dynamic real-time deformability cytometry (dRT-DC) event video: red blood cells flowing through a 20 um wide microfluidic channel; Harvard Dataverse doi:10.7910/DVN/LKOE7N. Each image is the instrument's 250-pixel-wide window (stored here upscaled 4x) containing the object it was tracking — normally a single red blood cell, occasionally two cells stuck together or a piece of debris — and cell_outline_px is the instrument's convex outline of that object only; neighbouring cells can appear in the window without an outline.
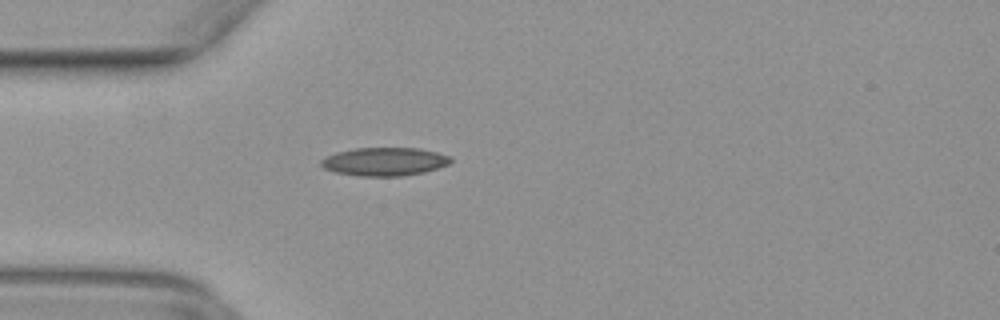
{"species": "common noctule bat (a hibernating species)", "species_latin": "Nyctalus noctula", "temperature_condition": "warm", "stored_images_in_passage": 3, "camera_frame_rate_fps": 3000, "um_per_image_px": 0.085, "animal": {"sex": "female", "body_mass_g": 29.2, "forearm_length_mm": 56.3}, "frame": {"image": 1, "passage_image": 1, "time_ms": 0.0, "image_size_px": [1000, 320], "cell_outline_px": [[452, 160], [448, 164], [424, 172], [400, 176], [360, 176], [336, 172], [324, 168], [320, 164], [320, 160], [336, 152], [356, 148], [420, 148], [452, 156]], "centroid_in_image_um": [32.69, 13.73], "position_along_channel_um": 52.3, "area_um2": 21.27}}